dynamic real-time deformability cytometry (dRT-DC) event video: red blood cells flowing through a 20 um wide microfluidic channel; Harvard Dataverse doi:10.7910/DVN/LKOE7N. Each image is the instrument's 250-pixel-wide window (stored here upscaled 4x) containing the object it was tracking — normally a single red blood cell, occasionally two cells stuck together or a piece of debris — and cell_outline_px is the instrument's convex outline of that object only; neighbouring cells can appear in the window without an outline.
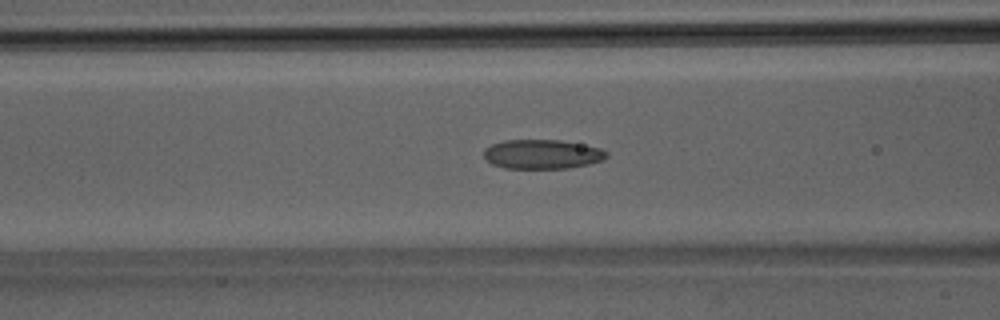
{"species": "Egyptian fruit bat (a non-hibernating species)", "species_latin": "Rousettus aegyptiacus", "temperature_condition": "room temperature", "stored_images_in_passage": 36, "camera_frame_rate_fps": 3000, "um_per_image_px": 0.085, "animal": {"sex": "male"}, "frame": {"image": 1, "passage_image": 16, "time_ms": 5.0, "image_size_px": [1000, 320], "cell_outline_px": [[608, 156], [604, 160], [588, 164], [568, 168], [504, 168], [492, 164], [484, 156], [484, 148], [492, 144], [504, 140], [560, 140], [600, 148], [608, 152]], "centroid_in_image_um": [46.09, 13.11], "position_along_channel_um": 120.5, "area_um2": 20.92}}